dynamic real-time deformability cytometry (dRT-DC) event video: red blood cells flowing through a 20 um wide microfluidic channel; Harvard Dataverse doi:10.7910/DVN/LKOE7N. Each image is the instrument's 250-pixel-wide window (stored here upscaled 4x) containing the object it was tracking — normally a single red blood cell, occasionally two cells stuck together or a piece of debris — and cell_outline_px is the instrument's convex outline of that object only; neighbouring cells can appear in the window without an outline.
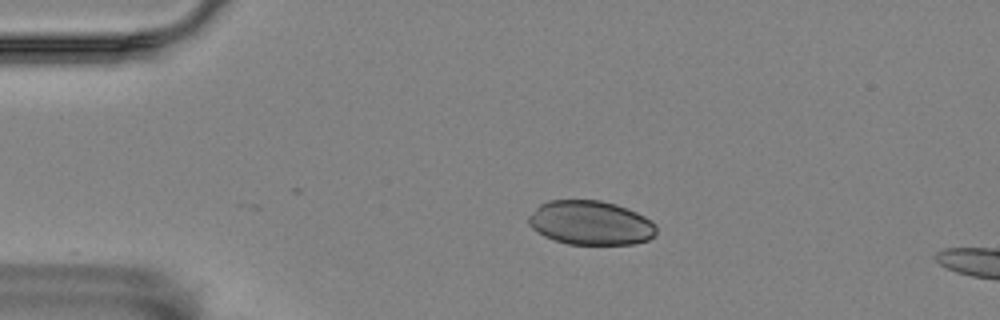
{"species": "Egyptian fruit bat (a non-hibernating species)", "species_latin": "Rousettus aegyptiacus", "temperature_condition": "room temperature", "stored_images_in_passage": 6, "camera_frame_rate_fps": 3000, "um_per_image_px": 0.085, "animal": {"sex": "female"}, "frame": {"image": 1, "passage_image": 2, "time_ms": 0.333, "image_size_px": [1000, 320], "cell_outline_px": [[656, 232], [648, 240], [632, 244], [568, 244], [544, 236], [532, 228], [528, 224], [528, 216], [540, 204], [548, 200], [600, 200], [616, 204], [628, 208], [644, 216], [656, 224]], "centroid_in_image_um": [50.19, 18.93], "position_along_channel_um": 34.8, "area_um2": 32.89}}